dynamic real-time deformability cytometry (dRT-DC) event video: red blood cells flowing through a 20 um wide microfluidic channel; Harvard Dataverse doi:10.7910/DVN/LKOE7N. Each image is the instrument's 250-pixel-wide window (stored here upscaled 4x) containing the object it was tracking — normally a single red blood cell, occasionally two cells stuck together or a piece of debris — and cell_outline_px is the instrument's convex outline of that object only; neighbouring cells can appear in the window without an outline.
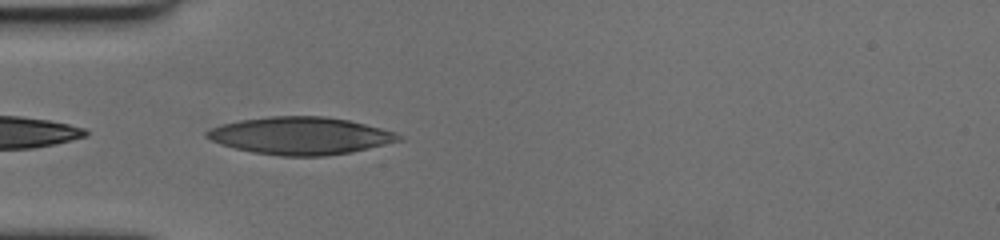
{"species": "human", "species_latin": "Homo sapiens", "temperature_condition": "cold", "stored_images_in_passage": 5, "camera_frame_rate_fps": 3000, "um_per_image_px": 0.085, "donor": {"sex": "female"}, "frame": {"image": 1, "passage_image": 1, "time_ms": 0.0, "image_size_px": [1000, 240], "cell_outline_px": [[404, 140], [352, 152], [324, 156], [280, 156], [252, 152], [232, 148], [220, 144], [204, 136], [204, 132], [208, 128], [220, 124], [240, 120], [268, 116], [328, 116], [348, 120], [396, 132], [404, 136]], "centroid_in_image_um": [25.52, 11.54], "position_along_channel_um": 59.5, "area_um2": 42.31}}
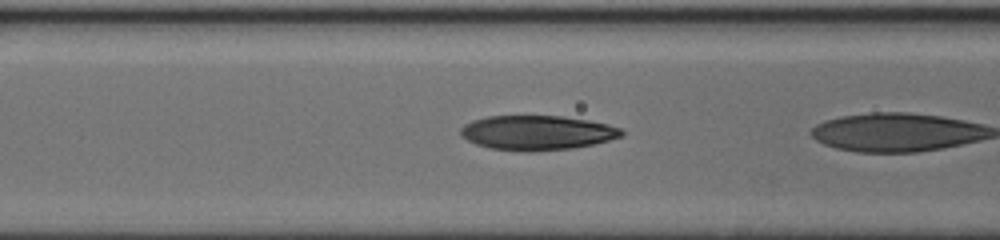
{"frame": {"image": 2, "passage_image": 4, "time_ms": 1.0, "image_size_px": [1000, 240], "cell_outline_px": [[624, 132], [620, 136], [608, 140], [592, 144], [572, 148], [532, 152], [524, 152], [488, 148], [476, 144], [460, 136], [460, 128], [464, 124], [472, 120], [488, 116], [564, 116], [588, 120], [608, 124], [620, 128]], "centroid_in_image_um": [45.6, 11.28], "position_along_channel_um": 121.0, "area_um2": 32.54}}